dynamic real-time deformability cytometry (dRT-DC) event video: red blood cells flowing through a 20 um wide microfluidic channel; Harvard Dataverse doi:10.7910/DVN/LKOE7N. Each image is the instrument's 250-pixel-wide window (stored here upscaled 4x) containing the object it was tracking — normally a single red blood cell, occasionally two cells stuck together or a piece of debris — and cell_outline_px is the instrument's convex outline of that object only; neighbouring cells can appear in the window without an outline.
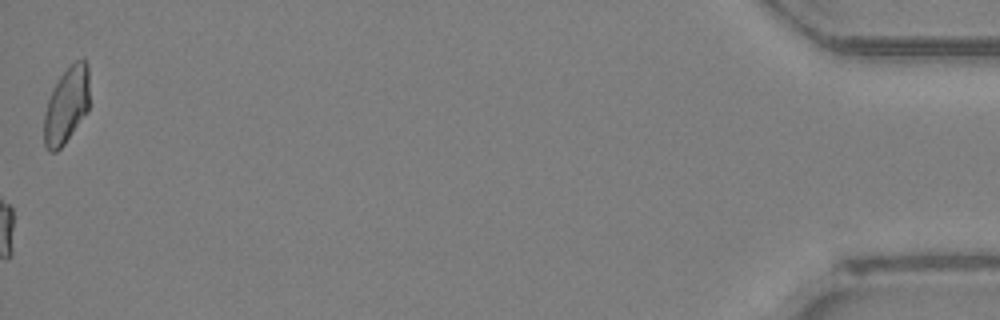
{"species": "Egyptian fruit bat (a non-hibernating species)", "species_latin": "Rousettus aegyptiacus", "temperature_condition": "room temperature", "stored_images_in_passage": 35, "camera_frame_rate_fps": 3000, "um_per_image_px": 0.085, "animal": {"sex": "female"}, "frame": {"image": 1, "passage_image": 35, "time_ms": 11.333, "image_size_px": [1000, 320], "cell_outline_px": [[88, 108], [64, 144], [56, 152], [48, 152], [44, 144], [44, 112], [48, 100], [60, 76], [76, 60], [84, 60], [88, 64]], "centroid_in_image_um": [5.62, 8.97], "position_along_channel_um": 429.6, "area_um2": 19.65}}